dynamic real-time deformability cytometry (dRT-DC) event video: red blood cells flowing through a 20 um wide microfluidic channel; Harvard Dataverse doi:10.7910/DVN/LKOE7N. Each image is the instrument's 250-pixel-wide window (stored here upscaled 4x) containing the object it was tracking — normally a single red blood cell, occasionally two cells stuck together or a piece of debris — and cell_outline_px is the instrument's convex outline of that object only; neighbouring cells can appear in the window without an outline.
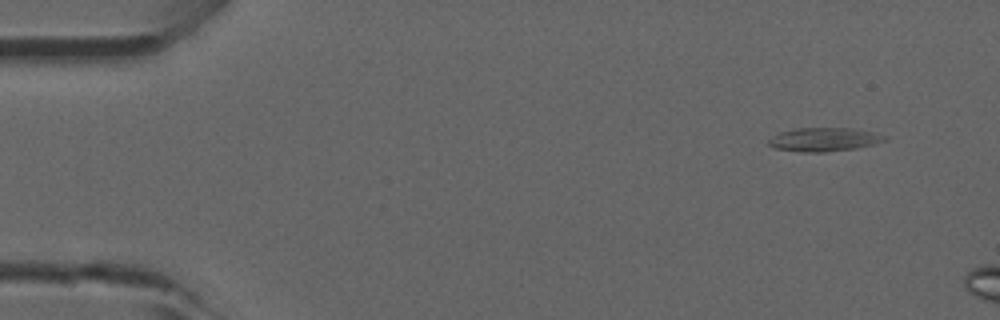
{"species": "common noctule bat (a hibernating species)", "species_latin": "Nyctalus noctula", "temperature_condition": "room temperature", "stored_images_in_passage": 3, "camera_frame_rate_fps": 3000, "um_per_image_px": 0.085, "animal": {"sex": "male", "forearm_length_mm": 52.5}, "frame": {"image": 1, "passage_image": 1, "time_ms": 0.0, "image_size_px": [1000, 320], "cell_outline_px": [[888, 140], [856, 148], [824, 152], [800, 152], [776, 148], [768, 144], [768, 140], [772, 136], [780, 132], [796, 128], [852, 128], [876, 132], [888, 136]], "centroid_in_image_um": [70.08, 11.85], "position_along_channel_um": 14.9, "area_um2": 16.07}}